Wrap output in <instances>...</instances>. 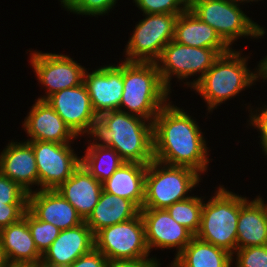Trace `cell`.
Segmentation results:
<instances>
[{
    "instance_id": "1",
    "label": "cell",
    "mask_w": 267,
    "mask_h": 267,
    "mask_svg": "<svg viewBox=\"0 0 267 267\" xmlns=\"http://www.w3.org/2000/svg\"><path fill=\"white\" fill-rule=\"evenodd\" d=\"M185 110L171 98L154 118V159L168 165L188 167L205 176L213 161L209 158V141L197 119Z\"/></svg>"
},
{
    "instance_id": "2",
    "label": "cell",
    "mask_w": 267,
    "mask_h": 267,
    "mask_svg": "<svg viewBox=\"0 0 267 267\" xmlns=\"http://www.w3.org/2000/svg\"><path fill=\"white\" fill-rule=\"evenodd\" d=\"M84 138L88 145L112 147L125 162L154 160L153 122L120 110L97 116Z\"/></svg>"
},
{
    "instance_id": "3",
    "label": "cell",
    "mask_w": 267,
    "mask_h": 267,
    "mask_svg": "<svg viewBox=\"0 0 267 267\" xmlns=\"http://www.w3.org/2000/svg\"><path fill=\"white\" fill-rule=\"evenodd\" d=\"M242 49H231L220 55L201 80L192 88L206 104L208 114L231 98L239 96L246 89L250 90L259 82L260 59L252 70L248 65L251 54L243 55ZM249 66V67H248ZM257 66V67H256Z\"/></svg>"
},
{
    "instance_id": "4",
    "label": "cell",
    "mask_w": 267,
    "mask_h": 267,
    "mask_svg": "<svg viewBox=\"0 0 267 267\" xmlns=\"http://www.w3.org/2000/svg\"><path fill=\"white\" fill-rule=\"evenodd\" d=\"M123 85L119 110L151 122L172 98L154 62L123 60Z\"/></svg>"
},
{
    "instance_id": "5",
    "label": "cell",
    "mask_w": 267,
    "mask_h": 267,
    "mask_svg": "<svg viewBox=\"0 0 267 267\" xmlns=\"http://www.w3.org/2000/svg\"><path fill=\"white\" fill-rule=\"evenodd\" d=\"M213 188H217L213 190L214 195L212 194L210 198L205 195L201 225L195 236L233 254L237 249L240 195L222 184Z\"/></svg>"
},
{
    "instance_id": "6",
    "label": "cell",
    "mask_w": 267,
    "mask_h": 267,
    "mask_svg": "<svg viewBox=\"0 0 267 267\" xmlns=\"http://www.w3.org/2000/svg\"><path fill=\"white\" fill-rule=\"evenodd\" d=\"M202 177L194 169L168 165L154 159L147 164L142 208L166 209L175 202L188 199L200 187Z\"/></svg>"
},
{
    "instance_id": "7",
    "label": "cell",
    "mask_w": 267,
    "mask_h": 267,
    "mask_svg": "<svg viewBox=\"0 0 267 267\" xmlns=\"http://www.w3.org/2000/svg\"><path fill=\"white\" fill-rule=\"evenodd\" d=\"M244 8L231 0H188V9L210 25L231 49L240 38L258 40L267 34V29L252 20Z\"/></svg>"
},
{
    "instance_id": "8",
    "label": "cell",
    "mask_w": 267,
    "mask_h": 267,
    "mask_svg": "<svg viewBox=\"0 0 267 267\" xmlns=\"http://www.w3.org/2000/svg\"><path fill=\"white\" fill-rule=\"evenodd\" d=\"M219 56L214 49L190 47L172 40L163 48L155 63L164 85L171 93L175 91L171 86L174 78L192 91Z\"/></svg>"
},
{
    "instance_id": "9",
    "label": "cell",
    "mask_w": 267,
    "mask_h": 267,
    "mask_svg": "<svg viewBox=\"0 0 267 267\" xmlns=\"http://www.w3.org/2000/svg\"><path fill=\"white\" fill-rule=\"evenodd\" d=\"M179 14H142L123 49L124 61L156 62L163 48L175 36V24Z\"/></svg>"
},
{
    "instance_id": "10",
    "label": "cell",
    "mask_w": 267,
    "mask_h": 267,
    "mask_svg": "<svg viewBox=\"0 0 267 267\" xmlns=\"http://www.w3.org/2000/svg\"><path fill=\"white\" fill-rule=\"evenodd\" d=\"M94 241L95 248L107 259H158L148 250L140 213L131 220L102 228L94 235Z\"/></svg>"
},
{
    "instance_id": "11",
    "label": "cell",
    "mask_w": 267,
    "mask_h": 267,
    "mask_svg": "<svg viewBox=\"0 0 267 267\" xmlns=\"http://www.w3.org/2000/svg\"><path fill=\"white\" fill-rule=\"evenodd\" d=\"M28 51V62L35 73L38 85L41 84V89H45L44 95L36 99L46 100L58 91L83 84L87 68L73 60V57L62 53H44L30 48L26 54Z\"/></svg>"
},
{
    "instance_id": "12",
    "label": "cell",
    "mask_w": 267,
    "mask_h": 267,
    "mask_svg": "<svg viewBox=\"0 0 267 267\" xmlns=\"http://www.w3.org/2000/svg\"><path fill=\"white\" fill-rule=\"evenodd\" d=\"M27 142L34 150L39 190L57 189L81 164V155L72 147L75 143Z\"/></svg>"
},
{
    "instance_id": "13",
    "label": "cell",
    "mask_w": 267,
    "mask_h": 267,
    "mask_svg": "<svg viewBox=\"0 0 267 267\" xmlns=\"http://www.w3.org/2000/svg\"><path fill=\"white\" fill-rule=\"evenodd\" d=\"M86 69L84 84L87 88L92 108L97 116L119 110L123 95V60ZM88 70V71H87Z\"/></svg>"
},
{
    "instance_id": "14",
    "label": "cell",
    "mask_w": 267,
    "mask_h": 267,
    "mask_svg": "<svg viewBox=\"0 0 267 267\" xmlns=\"http://www.w3.org/2000/svg\"><path fill=\"white\" fill-rule=\"evenodd\" d=\"M140 214L150 254L153 249L155 251L174 249L173 251H176L173 259H175L194 237L187 228L177 223L166 209L142 208Z\"/></svg>"
},
{
    "instance_id": "15",
    "label": "cell",
    "mask_w": 267,
    "mask_h": 267,
    "mask_svg": "<svg viewBox=\"0 0 267 267\" xmlns=\"http://www.w3.org/2000/svg\"><path fill=\"white\" fill-rule=\"evenodd\" d=\"M46 101L78 138L85 137L97 117L84 83L58 91Z\"/></svg>"
},
{
    "instance_id": "16",
    "label": "cell",
    "mask_w": 267,
    "mask_h": 267,
    "mask_svg": "<svg viewBox=\"0 0 267 267\" xmlns=\"http://www.w3.org/2000/svg\"><path fill=\"white\" fill-rule=\"evenodd\" d=\"M22 130L28 137L24 141L65 144L75 143L79 139L46 100L35 99L22 122Z\"/></svg>"
},
{
    "instance_id": "17",
    "label": "cell",
    "mask_w": 267,
    "mask_h": 267,
    "mask_svg": "<svg viewBox=\"0 0 267 267\" xmlns=\"http://www.w3.org/2000/svg\"><path fill=\"white\" fill-rule=\"evenodd\" d=\"M18 141L9 140L0 152V173L16 182L28 193L37 191L39 178L34 150L24 139Z\"/></svg>"
},
{
    "instance_id": "18",
    "label": "cell",
    "mask_w": 267,
    "mask_h": 267,
    "mask_svg": "<svg viewBox=\"0 0 267 267\" xmlns=\"http://www.w3.org/2000/svg\"><path fill=\"white\" fill-rule=\"evenodd\" d=\"M93 248H95L94 234L84 222L61 230L59 236L42 255L40 264L45 267H67Z\"/></svg>"
},
{
    "instance_id": "19",
    "label": "cell",
    "mask_w": 267,
    "mask_h": 267,
    "mask_svg": "<svg viewBox=\"0 0 267 267\" xmlns=\"http://www.w3.org/2000/svg\"><path fill=\"white\" fill-rule=\"evenodd\" d=\"M28 210L37 219L51 223L60 230H66L85 222L56 189L28 193Z\"/></svg>"
},
{
    "instance_id": "20",
    "label": "cell",
    "mask_w": 267,
    "mask_h": 267,
    "mask_svg": "<svg viewBox=\"0 0 267 267\" xmlns=\"http://www.w3.org/2000/svg\"><path fill=\"white\" fill-rule=\"evenodd\" d=\"M85 221L98 203L102 183L80 166L56 189Z\"/></svg>"
},
{
    "instance_id": "21",
    "label": "cell",
    "mask_w": 267,
    "mask_h": 267,
    "mask_svg": "<svg viewBox=\"0 0 267 267\" xmlns=\"http://www.w3.org/2000/svg\"><path fill=\"white\" fill-rule=\"evenodd\" d=\"M174 40L190 47L214 49L219 55L231 50L210 25L199 19L188 8L178 15Z\"/></svg>"
},
{
    "instance_id": "22",
    "label": "cell",
    "mask_w": 267,
    "mask_h": 267,
    "mask_svg": "<svg viewBox=\"0 0 267 267\" xmlns=\"http://www.w3.org/2000/svg\"><path fill=\"white\" fill-rule=\"evenodd\" d=\"M147 164L124 162L102 183L103 191L132 201L140 210L145 198Z\"/></svg>"
},
{
    "instance_id": "23",
    "label": "cell",
    "mask_w": 267,
    "mask_h": 267,
    "mask_svg": "<svg viewBox=\"0 0 267 267\" xmlns=\"http://www.w3.org/2000/svg\"><path fill=\"white\" fill-rule=\"evenodd\" d=\"M240 194V212L237 222V249L267 245V216L256 199Z\"/></svg>"
},
{
    "instance_id": "24",
    "label": "cell",
    "mask_w": 267,
    "mask_h": 267,
    "mask_svg": "<svg viewBox=\"0 0 267 267\" xmlns=\"http://www.w3.org/2000/svg\"><path fill=\"white\" fill-rule=\"evenodd\" d=\"M0 242L8 263H41L42 255L37 250L24 218L2 228Z\"/></svg>"
},
{
    "instance_id": "25",
    "label": "cell",
    "mask_w": 267,
    "mask_h": 267,
    "mask_svg": "<svg viewBox=\"0 0 267 267\" xmlns=\"http://www.w3.org/2000/svg\"><path fill=\"white\" fill-rule=\"evenodd\" d=\"M139 213L140 209L132 201L102 190L85 223L95 235L102 228L131 220Z\"/></svg>"
},
{
    "instance_id": "26",
    "label": "cell",
    "mask_w": 267,
    "mask_h": 267,
    "mask_svg": "<svg viewBox=\"0 0 267 267\" xmlns=\"http://www.w3.org/2000/svg\"><path fill=\"white\" fill-rule=\"evenodd\" d=\"M167 267H232V254L194 236Z\"/></svg>"
},
{
    "instance_id": "27",
    "label": "cell",
    "mask_w": 267,
    "mask_h": 267,
    "mask_svg": "<svg viewBox=\"0 0 267 267\" xmlns=\"http://www.w3.org/2000/svg\"><path fill=\"white\" fill-rule=\"evenodd\" d=\"M81 164L99 182L107 180L125 161L109 146L86 145Z\"/></svg>"
},
{
    "instance_id": "28",
    "label": "cell",
    "mask_w": 267,
    "mask_h": 267,
    "mask_svg": "<svg viewBox=\"0 0 267 267\" xmlns=\"http://www.w3.org/2000/svg\"><path fill=\"white\" fill-rule=\"evenodd\" d=\"M204 198L202 195H193L188 199L175 202L166 210L177 223L187 228L195 236L201 225Z\"/></svg>"
},
{
    "instance_id": "29",
    "label": "cell",
    "mask_w": 267,
    "mask_h": 267,
    "mask_svg": "<svg viewBox=\"0 0 267 267\" xmlns=\"http://www.w3.org/2000/svg\"><path fill=\"white\" fill-rule=\"evenodd\" d=\"M119 0H59L65 11L86 17L108 16Z\"/></svg>"
},
{
    "instance_id": "30",
    "label": "cell",
    "mask_w": 267,
    "mask_h": 267,
    "mask_svg": "<svg viewBox=\"0 0 267 267\" xmlns=\"http://www.w3.org/2000/svg\"><path fill=\"white\" fill-rule=\"evenodd\" d=\"M27 223L38 252L43 255L59 236L60 229L55 225L37 219L28 209L23 217Z\"/></svg>"
},
{
    "instance_id": "31",
    "label": "cell",
    "mask_w": 267,
    "mask_h": 267,
    "mask_svg": "<svg viewBox=\"0 0 267 267\" xmlns=\"http://www.w3.org/2000/svg\"><path fill=\"white\" fill-rule=\"evenodd\" d=\"M143 14H182L188 8V0H133Z\"/></svg>"
},
{
    "instance_id": "32",
    "label": "cell",
    "mask_w": 267,
    "mask_h": 267,
    "mask_svg": "<svg viewBox=\"0 0 267 267\" xmlns=\"http://www.w3.org/2000/svg\"><path fill=\"white\" fill-rule=\"evenodd\" d=\"M232 267H267V245L236 249Z\"/></svg>"
},
{
    "instance_id": "33",
    "label": "cell",
    "mask_w": 267,
    "mask_h": 267,
    "mask_svg": "<svg viewBox=\"0 0 267 267\" xmlns=\"http://www.w3.org/2000/svg\"><path fill=\"white\" fill-rule=\"evenodd\" d=\"M262 106L261 104H258L259 106L254 107L251 106L252 103H247L244 104L247 108L246 111L248 109V113L249 116L247 119V123L248 124L246 127L252 128L253 130H257L258 132V138L259 139V147L262 148V154H264V156L267 158V105L262 102Z\"/></svg>"
},
{
    "instance_id": "34",
    "label": "cell",
    "mask_w": 267,
    "mask_h": 267,
    "mask_svg": "<svg viewBox=\"0 0 267 267\" xmlns=\"http://www.w3.org/2000/svg\"><path fill=\"white\" fill-rule=\"evenodd\" d=\"M0 202L5 204H28V192L0 173Z\"/></svg>"
},
{
    "instance_id": "35",
    "label": "cell",
    "mask_w": 267,
    "mask_h": 267,
    "mask_svg": "<svg viewBox=\"0 0 267 267\" xmlns=\"http://www.w3.org/2000/svg\"><path fill=\"white\" fill-rule=\"evenodd\" d=\"M28 209V204H5L0 202V230L20 221Z\"/></svg>"
},
{
    "instance_id": "36",
    "label": "cell",
    "mask_w": 267,
    "mask_h": 267,
    "mask_svg": "<svg viewBox=\"0 0 267 267\" xmlns=\"http://www.w3.org/2000/svg\"><path fill=\"white\" fill-rule=\"evenodd\" d=\"M107 260L100 251L93 248L89 253L77 258L67 267H106Z\"/></svg>"
},
{
    "instance_id": "37",
    "label": "cell",
    "mask_w": 267,
    "mask_h": 267,
    "mask_svg": "<svg viewBox=\"0 0 267 267\" xmlns=\"http://www.w3.org/2000/svg\"><path fill=\"white\" fill-rule=\"evenodd\" d=\"M160 259L114 260L108 259L106 267H162Z\"/></svg>"
},
{
    "instance_id": "38",
    "label": "cell",
    "mask_w": 267,
    "mask_h": 267,
    "mask_svg": "<svg viewBox=\"0 0 267 267\" xmlns=\"http://www.w3.org/2000/svg\"><path fill=\"white\" fill-rule=\"evenodd\" d=\"M263 80L262 82L267 81V64L262 60L260 69H259V82ZM266 80V81H265Z\"/></svg>"
},
{
    "instance_id": "39",
    "label": "cell",
    "mask_w": 267,
    "mask_h": 267,
    "mask_svg": "<svg viewBox=\"0 0 267 267\" xmlns=\"http://www.w3.org/2000/svg\"><path fill=\"white\" fill-rule=\"evenodd\" d=\"M8 261L5 256V253L2 249L1 242H0V267H7Z\"/></svg>"
},
{
    "instance_id": "40",
    "label": "cell",
    "mask_w": 267,
    "mask_h": 267,
    "mask_svg": "<svg viewBox=\"0 0 267 267\" xmlns=\"http://www.w3.org/2000/svg\"><path fill=\"white\" fill-rule=\"evenodd\" d=\"M233 3H236L238 5H245L247 3H250V5L254 2L258 3L259 1H263V0H231Z\"/></svg>"
},
{
    "instance_id": "41",
    "label": "cell",
    "mask_w": 267,
    "mask_h": 267,
    "mask_svg": "<svg viewBox=\"0 0 267 267\" xmlns=\"http://www.w3.org/2000/svg\"><path fill=\"white\" fill-rule=\"evenodd\" d=\"M7 267H36V264L8 263Z\"/></svg>"
},
{
    "instance_id": "42",
    "label": "cell",
    "mask_w": 267,
    "mask_h": 267,
    "mask_svg": "<svg viewBox=\"0 0 267 267\" xmlns=\"http://www.w3.org/2000/svg\"><path fill=\"white\" fill-rule=\"evenodd\" d=\"M255 198L261 203V205L265 209V213L267 216V203H266L267 201H265V199L263 198V196H261V194L256 195Z\"/></svg>"
},
{
    "instance_id": "43",
    "label": "cell",
    "mask_w": 267,
    "mask_h": 267,
    "mask_svg": "<svg viewBox=\"0 0 267 267\" xmlns=\"http://www.w3.org/2000/svg\"><path fill=\"white\" fill-rule=\"evenodd\" d=\"M36 267H45V266H43L41 264H36Z\"/></svg>"
},
{
    "instance_id": "44",
    "label": "cell",
    "mask_w": 267,
    "mask_h": 267,
    "mask_svg": "<svg viewBox=\"0 0 267 267\" xmlns=\"http://www.w3.org/2000/svg\"><path fill=\"white\" fill-rule=\"evenodd\" d=\"M262 60L267 64V58H262Z\"/></svg>"
}]
</instances>
